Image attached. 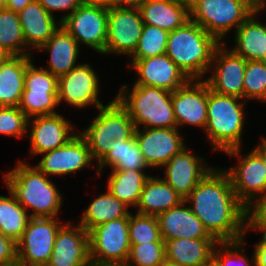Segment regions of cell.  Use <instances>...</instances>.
I'll list each match as a JSON object with an SVG mask.
<instances>
[{
  "label": "cell",
  "mask_w": 266,
  "mask_h": 266,
  "mask_svg": "<svg viewBox=\"0 0 266 266\" xmlns=\"http://www.w3.org/2000/svg\"><path fill=\"white\" fill-rule=\"evenodd\" d=\"M215 168L184 201L218 242L245 239L247 207L237 198L224 168Z\"/></svg>",
  "instance_id": "cell-1"
},
{
  "label": "cell",
  "mask_w": 266,
  "mask_h": 266,
  "mask_svg": "<svg viewBox=\"0 0 266 266\" xmlns=\"http://www.w3.org/2000/svg\"><path fill=\"white\" fill-rule=\"evenodd\" d=\"M4 183L30 217L56 218L62 208V194L50 178L35 165L19 162L3 175Z\"/></svg>",
  "instance_id": "cell-2"
},
{
  "label": "cell",
  "mask_w": 266,
  "mask_h": 266,
  "mask_svg": "<svg viewBox=\"0 0 266 266\" xmlns=\"http://www.w3.org/2000/svg\"><path fill=\"white\" fill-rule=\"evenodd\" d=\"M219 44L198 23L188 20L169 32L166 54L188 79H203Z\"/></svg>",
  "instance_id": "cell-3"
},
{
  "label": "cell",
  "mask_w": 266,
  "mask_h": 266,
  "mask_svg": "<svg viewBox=\"0 0 266 266\" xmlns=\"http://www.w3.org/2000/svg\"><path fill=\"white\" fill-rule=\"evenodd\" d=\"M172 92L165 89L122 85L115 99L127 111L136 128H176L171 103Z\"/></svg>",
  "instance_id": "cell-4"
},
{
  "label": "cell",
  "mask_w": 266,
  "mask_h": 266,
  "mask_svg": "<svg viewBox=\"0 0 266 266\" xmlns=\"http://www.w3.org/2000/svg\"><path fill=\"white\" fill-rule=\"evenodd\" d=\"M246 101L234 96L208 93L207 125L205 134L213 146V151L226 152L242 147L245 124Z\"/></svg>",
  "instance_id": "cell-5"
},
{
  "label": "cell",
  "mask_w": 266,
  "mask_h": 266,
  "mask_svg": "<svg viewBox=\"0 0 266 266\" xmlns=\"http://www.w3.org/2000/svg\"><path fill=\"white\" fill-rule=\"evenodd\" d=\"M98 111L84 131L78 130L87 142L91 157L96 160V164L111 150L114 140L127 141L136 131L131 117L116 99L98 108Z\"/></svg>",
  "instance_id": "cell-6"
},
{
  "label": "cell",
  "mask_w": 266,
  "mask_h": 266,
  "mask_svg": "<svg viewBox=\"0 0 266 266\" xmlns=\"http://www.w3.org/2000/svg\"><path fill=\"white\" fill-rule=\"evenodd\" d=\"M256 10L250 0H189L190 20L198 23L219 43Z\"/></svg>",
  "instance_id": "cell-7"
},
{
  "label": "cell",
  "mask_w": 266,
  "mask_h": 266,
  "mask_svg": "<svg viewBox=\"0 0 266 266\" xmlns=\"http://www.w3.org/2000/svg\"><path fill=\"white\" fill-rule=\"evenodd\" d=\"M241 148L225 152L231 158L237 157L239 162L236 166L224 170L230 177L237 198L248 207L253 201L266 197V167L254 149L245 156L241 154Z\"/></svg>",
  "instance_id": "cell-8"
},
{
  "label": "cell",
  "mask_w": 266,
  "mask_h": 266,
  "mask_svg": "<svg viewBox=\"0 0 266 266\" xmlns=\"http://www.w3.org/2000/svg\"><path fill=\"white\" fill-rule=\"evenodd\" d=\"M129 217L115 219L92 228L89 234L91 263L127 262L130 254Z\"/></svg>",
  "instance_id": "cell-9"
},
{
  "label": "cell",
  "mask_w": 266,
  "mask_h": 266,
  "mask_svg": "<svg viewBox=\"0 0 266 266\" xmlns=\"http://www.w3.org/2000/svg\"><path fill=\"white\" fill-rule=\"evenodd\" d=\"M63 224L58 217H31L17 242V258L28 266H46L57 232Z\"/></svg>",
  "instance_id": "cell-10"
},
{
  "label": "cell",
  "mask_w": 266,
  "mask_h": 266,
  "mask_svg": "<svg viewBox=\"0 0 266 266\" xmlns=\"http://www.w3.org/2000/svg\"><path fill=\"white\" fill-rule=\"evenodd\" d=\"M106 54L128 55L137 48L144 22L138 7H116L108 9Z\"/></svg>",
  "instance_id": "cell-11"
},
{
  "label": "cell",
  "mask_w": 266,
  "mask_h": 266,
  "mask_svg": "<svg viewBox=\"0 0 266 266\" xmlns=\"http://www.w3.org/2000/svg\"><path fill=\"white\" fill-rule=\"evenodd\" d=\"M245 67L246 60L235 54L230 48L227 49L224 41L215 48L213 53L209 68L212 75L204 80L209 85L210 90L244 100Z\"/></svg>",
  "instance_id": "cell-12"
},
{
  "label": "cell",
  "mask_w": 266,
  "mask_h": 266,
  "mask_svg": "<svg viewBox=\"0 0 266 266\" xmlns=\"http://www.w3.org/2000/svg\"><path fill=\"white\" fill-rule=\"evenodd\" d=\"M108 9L98 6L80 5L67 16L61 25L78 42L105 55L107 41Z\"/></svg>",
  "instance_id": "cell-13"
},
{
  "label": "cell",
  "mask_w": 266,
  "mask_h": 266,
  "mask_svg": "<svg viewBox=\"0 0 266 266\" xmlns=\"http://www.w3.org/2000/svg\"><path fill=\"white\" fill-rule=\"evenodd\" d=\"M99 85V77L90 64L79 63L67 74L58 77V104L64 101L80 109L105 106L98 98Z\"/></svg>",
  "instance_id": "cell-14"
},
{
  "label": "cell",
  "mask_w": 266,
  "mask_h": 266,
  "mask_svg": "<svg viewBox=\"0 0 266 266\" xmlns=\"http://www.w3.org/2000/svg\"><path fill=\"white\" fill-rule=\"evenodd\" d=\"M209 90L204 79H189L172 92L171 103L178 129L188 124L205 131Z\"/></svg>",
  "instance_id": "cell-15"
},
{
  "label": "cell",
  "mask_w": 266,
  "mask_h": 266,
  "mask_svg": "<svg viewBox=\"0 0 266 266\" xmlns=\"http://www.w3.org/2000/svg\"><path fill=\"white\" fill-rule=\"evenodd\" d=\"M176 128H136L135 139L150 168L163 167L187 145Z\"/></svg>",
  "instance_id": "cell-16"
},
{
  "label": "cell",
  "mask_w": 266,
  "mask_h": 266,
  "mask_svg": "<svg viewBox=\"0 0 266 266\" xmlns=\"http://www.w3.org/2000/svg\"><path fill=\"white\" fill-rule=\"evenodd\" d=\"M28 129L31 157L65 145L78 133L72 122L59 113L29 118Z\"/></svg>",
  "instance_id": "cell-17"
},
{
  "label": "cell",
  "mask_w": 266,
  "mask_h": 266,
  "mask_svg": "<svg viewBox=\"0 0 266 266\" xmlns=\"http://www.w3.org/2000/svg\"><path fill=\"white\" fill-rule=\"evenodd\" d=\"M129 65L138 76L133 85L174 92L189 80L166 53L144 59H131Z\"/></svg>",
  "instance_id": "cell-18"
},
{
  "label": "cell",
  "mask_w": 266,
  "mask_h": 266,
  "mask_svg": "<svg viewBox=\"0 0 266 266\" xmlns=\"http://www.w3.org/2000/svg\"><path fill=\"white\" fill-rule=\"evenodd\" d=\"M89 234L78 223H64L57 232L46 266H91Z\"/></svg>",
  "instance_id": "cell-19"
},
{
  "label": "cell",
  "mask_w": 266,
  "mask_h": 266,
  "mask_svg": "<svg viewBox=\"0 0 266 266\" xmlns=\"http://www.w3.org/2000/svg\"><path fill=\"white\" fill-rule=\"evenodd\" d=\"M36 167L45 175L63 176L91 165L93 161L85 139L77 133L65 145L45 152Z\"/></svg>",
  "instance_id": "cell-20"
},
{
  "label": "cell",
  "mask_w": 266,
  "mask_h": 266,
  "mask_svg": "<svg viewBox=\"0 0 266 266\" xmlns=\"http://www.w3.org/2000/svg\"><path fill=\"white\" fill-rule=\"evenodd\" d=\"M208 165L204 158L195 155L186 146L162 167L166 168L163 179L185 199L197 183L214 168Z\"/></svg>",
  "instance_id": "cell-21"
},
{
  "label": "cell",
  "mask_w": 266,
  "mask_h": 266,
  "mask_svg": "<svg viewBox=\"0 0 266 266\" xmlns=\"http://www.w3.org/2000/svg\"><path fill=\"white\" fill-rule=\"evenodd\" d=\"M161 237L164 241L175 238L183 239H215L205 228L198 217L182 201L158 216Z\"/></svg>",
  "instance_id": "cell-22"
},
{
  "label": "cell",
  "mask_w": 266,
  "mask_h": 266,
  "mask_svg": "<svg viewBox=\"0 0 266 266\" xmlns=\"http://www.w3.org/2000/svg\"><path fill=\"white\" fill-rule=\"evenodd\" d=\"M25 43L38 50L59 29L61 22L48 13L37 1L29 3L18 12Z\"/></svg>",
  "instance_id": "cell-23"
},
{
  "label": "cell",
  "mask_w": 266,
  "mask_h": 266,
  "mask_svg": "<svg viewBox=\"0 0 266 266\" xmlns=\"http://www.w3.org/2000/svg\"><path fill=\"white\" fill-rule=\"evenodd\" d=\"M138 8L144 24L167 32L182 27L190 20L189 0H161L139 4Z\"/></svg>",
  "instance_id": "cell-24"
},
{
  "label": "cell",
  "mask_w": 266,
  "mask_h": 266,
  "mask_svg": "<svg viewBox=\"0 0 266 266\" xmlns=\"http://www.w3.org/2000/svg\"><path fill=\"white\" fill-rule=\"evenodd\" d=\"M257 9L234 31L231 50L246 61H266V23L259 22Z\"/></svg>",
  "instance_id": "cell-25"
},
{
  "label": "cell",
  "mask_w": 266,
  "mask_h": 266,
  "mask_svg": "<svg viewBox=\"0 0 266 266\" xmlns=\"http://www.w3.org/2000/svg\"><path fill=\"white\" fill-rule=\"evenodd\" d=\"M39 50L49 52V65L45 69L56 77L67 74L78 65L80 46L62 25Z\"/></svg>",
  "instance_id": "cell-26"
},
{
  "label": "cell",
  "mask_w": 266,
  "mask_h": 266,
  "mask_svg": "<svg viewBox=\"0 0 266 266\" xmlns=\"http://www.w3.org/2000/svg\"><path fill=\"white\" fill-rule=\"evenodd\" d=\"M184 199L163 179L150 176L143 188L136 205L137 213L158 216L173 207L178 206Z\"/></svg>",
  "instance_id": "cell-27"
},
{
  "label": "cell",
  "mask_w": 266,
  "mask_h": 266,
  "mask_svg": "<svg viewBox=\"0 0 266 266\" xmlns=\"http://www.w3.org/2000/svg\"><path fill=\"white\" fill-rule=\"evenodd\" d=\"M31 61H34L33 55L12 56L0 65V106H19L26 68Z\"/></svg>",
  "instance_id": "cell-28"
},
{
  "label": "cell",
  "mask_w": 266,
  "mask_h": 266,
  "mask_svg": "<svg viewBox=\"0 0 266 266\" xmlns=\"http://www.w3.org/2000/svg\"><path fill=\"white\" fill-rule=\"evenodd\" d=\"M165 242V259L182 266H201L213 256L216 239L175 238Z\"/></svg>",
  "instance_id": "cell-29"
},
{
  "label": "cell",
  "mask_w": 266,
  "mask_h": 266,
  "mask_svg": "<svg viewBox=\"0 0 266 266\" xmlns=\"http://www.w3.org/2000/svg\"><path fill=\"white\" fill-rule=\"evenodd\" d=\"M107 165L111 170L145 171L146 168H150L144 160L135 136L127 141L121 139L113 141L111 150L97 164L98 176Z\"/></svg>",
  "instance_id": "cell-30"
},
{
  "label": "cell",
  "mask_w": 266,
  "mask_h": 266,
  "mask_svg": "<svg viewBox=\"0 0 266 266\" xmlns=\"http://www.w3.org/2000/svg\"><path fill=\"white\" fill-rule=\"evenodd\" d=\"M79 224L89 232L92 228L115 219L129 217V207L108 190L96 197L82 213Z\"/></svg>",
  "instance_id": "cell-31"
},
{
  "label": "cell",
  "mask_w": 266,
  "mask_h": 266,
  "mask_svg": "<svg viewBox=\"0 0 266 266\" xmlns=\"http://www.w3.org/2000/svg\"><path fill=\"white\" fill-rule=\"evenodd\" d=\"M107 179V190L129 208L136 207L142 188L151 176L145 171L112 170Z\"/></svg>",
  "instance_id": "cell-32"
},
{
  "label": "cell",
  "mask_w": 266,
  "mask_h": 266,
  "mask_svg": "<svg viewBox=\"0 0 266 266\" xmlns=\"http://www.w3.org/2000/svg\"><path fill=\"white\" fill-rule=\"evenodd\" d=\"M7 190L10 196L0 195V232L17 243L31 217L15 195Z\"/></svg>",
  "instance_id": "cell-33"
},
{
  "label": "cell",
  "mask_w": 266,
  "mask_h": 266,
  "mask_svg": "<svg viewBox=\"0 0 266 266\" xmlns=\"http://www.w3.org/2000/svg\"><path fill=\"white\" fill-rule=\"evenodd\" d=\"M0 46L12 56L33 55V51L27 49L18 12L0 10Z\"/></svg>",
  "instance_id": "cell-34"
},
{
  "label": "cell",
  "mask_w": 266,
  "mask_h": 266,
  "mask_svg": "<svg viewBox=\"0 0 266 266\" xmlns=\"http://www.w3.org/2000/svg\"><path fill=\"white\" fill-rule=\"evenodd\" d=\"M58 90L24 89L19 108L28 118L43 115H53L59 105Z\"/></svg>",
  "instance_id": "cell-35"
},
{
  "label": "cell",
  "mask_w": 266,
  "mask_h": 266,
  "mask_svg": "<svg viewBox=\"0 0 266 266\" xmlns=\"http://www.w3.org/2000/svg\"><path fill=\"white\" fill-rule=\"evenodd\" d=\"M128 234L130 245L164 242L161 237L158 218L154 215L130 212Z\"/></svg>",
  "instance_id": "cell-36"
},
{
  "label": "cell",
  "mask_w": 266,
  "mask_h": 266,
  "mask_svg": "<svg viewBox=\"0 0 266 266\" xmlns=\"http://www.w3.org/2000/svg\"><path fill=\"white\" fill-rule=\"evenodd\" d=\"M169 32L144 24L137 48L130 59H144L166 53Z\"/></svg>",
  "instance_id": "cell-37"
},
{
  "label": "cell",
  "mask_w": 266,
  "mask_h": 266,
  "mask_svg": "<svg viewBox=\"0 0 266 266\" xmlns=\"http://www.w3.org/2000/svg\"><path fill=\"white\" fill-rule=\"evenodd\" d=\"M244 100L266 102V61H246Z\"/></svg>",
  "instance_id": "cell-38"
},
{
  "label": "cell",
  "mask_w": 266,
  "mask_h": 266,
  "mask_svg": "<svg viewBox=\"0 0 266 266\" xmlns=\"http://www.w3.org/2000/svg\"><path fill=\"white\" fill-rule=\"evenodd\" d=\"M245 243L244 238L236 241H220L214 247L213 256L221 266H251L252 263L255 266L254 252L253 259H249L245 253Z\"/></svg>",
  "instance_id": "cell-39"
},
{
  "label": "cell",
  "mask_w": 266,
  "mask_h": 266,
  "mask_svg": "<svg viewBox=\"0 0 266 266\" xmlns=\"http://www.w3.org/2000/svg\"><path fill=\"white\" fill-rule=\"evenodd\" d=\"M130 246L127 263L131 266H161L165 260V242Z\"/></svg>",
  "instance_id": "cell-40"
},
{
  "label": "cell",
  "mask_w": 266,
  "mask_h": 266,
  "mask_svg": "<svg viewBox=\"0 0 266 266\" xmlns=\"http://www.w3.org/2000/svg\"><path fill=\"white\" fill-rule=\"evenodd\" d=\"M28 119L18 106H0V134L17 138L25 136L28 134Z\"/></svg>",
  "instance_id": "cell-41"
},
{
  "label": "cell",
  "mask_w": 266,
  "mask_h": 266,
  "mask_svg": "<svg viewBox=\"0 0 266 266\" xmlns=\"http://www.w3.org/2000/svg\"><path fill=\"white\" fill-rule=\"evenodd\" d=\"M24 89L58 90V77L44 67L37 68L31 61L26 68Z\"/></svg>",
  "instance_id": "cell-42"
},
{
  "label": "cell",
  "mask_w": 266,
  "mask_h": 266,
  "mask_svg": "<svg viewBox=\"0 0 266 266\" xmlns=\"http://www.w3.org/2000/svg\"><path fill=\"white\" fill-rule=\"evenodd\" d=\"M246 229L262 232V239H266V197L253 201L247 207Z\"/></svg>",
  "instance_id": "cell-43"
},
{
  "label": "cell",
  "mask_w": 266,
  "mask_h": 266,
  "mask_svg": "<svg viewBox=\"0 0 266 266\" xmlns=\"http://www.w3.org/2000/svg\"><path fill=\"white\" fill-rule=\"evenodd\" d=\"M44 8L45 10L50 13L52 16H54V13L57 11H67L59 17L58 19L60 22H62L67 16H69L71 13H73L79 6L78 0H37ZM54 12V13H53Z\"/></svg>",
  "instance_id": "cell-44"
},
{
  "label": "cell",
  "mask_w": 266,
  "mask_h": 266,
  "mask_svg": "<svg viewBox=\"0 0 266 266\" xmlns=\"http://www.w3.org/2000/svg\"><path fill=\"white\" fill-rule=\"evenodd\" d=\"M17 259V243L0 232V266Z\"/></svg>",
  "instance_id": "cell-45"
},
{
  "label": "cell",
  "mask_w": 266,
  "mask_h": 266,
  "mask_svg": "<svg viewBox=\"0 0 266 266\" xmlns=\"http://www.w3.org/2000/svg\"><path fill=\"white\" fill-rule=\"evenodd\" d=\"M255 266H266V239H260L254 248Z\"/></svg>",
  "instance_id": "cell-46"
},
{
  "label": "cell",
  "mask_w": 266,
  "mask_h": 266,
  "mask_svg": "<svg viewBox=\"0 0 266 266\" xmlns=\"http://www.w3.org/2000/svg\"><path fill=\"white\" fill-rule=\"evenodd\" d=\"M33 1L35 0H5V8L14 12H19Z\"/></svg>",
  "instance_id": "cell-47"
},
{
  "label": "cell",
  "mask_w": 266,
  "mask_h": 266,
  "mask_svg": "<svg viewBox=\"0 0 266 266\" xmlns=\"http://www.w3.org/2000/svg\"><path fill=\"white\" fill-rule=\"evenodd\" d=\"M80 5L98 6L109 9L113 6V0H78Z\"/></svg>",
  "instance_id": "cell-48"
},
{
  "label": "cell",
  "mask_w": 266,
  "mask_h": 266,
  "mask_svg": "<svg viewBox=\"0 0 266 266\" xmlns=\"http://www.w3.org/2000/svg\"><path fill=\"white\" fill-rule=\"evenodd\" d=\"M260 141V144H256L253 149L261 156L263 164L266 167V138L263 136Z\"/></svg>",
  "instance_id": "cell-49"
},
{
  "label": "cell",
  "mask_w": 266,
  "mask_h": 266,
  "mask_svg": "<svg viewBox=\"0 0 266 266\" xmlns=\"http://www.w3.org/2000/svg\"><path fill=\"white\" fill-rule=\"evenodd\" d=\"M113 6L116 7H138L139 0H113Z\"/></svg>",
  "instance_id": "cell-50"
},
{
  "label": "cell",
  "mask_w": 266,
  "mask_h": 266,
  "mask_svg": "<svg viewBox=\"0 0 266 266\" xmlns=\"http://www.w3.org/2000/svg\"><path fill=\"white\" fill-rule=\"evenodd\" d=\"M12 55L0 46V65L5 63Z\"/></svg>",
  "instance_id": "cell-51"
},
{
  "label": "cell",
  "mask_w": 266,
  "mask_h": 266,
  "mask_svg": "<svg viewBox=\"0 0 266 266\" xmlns=\"http://www.w3.org/2000/svg\"><path fill=\"white\" fill-rule=\"evenodd\" d=\"M91 266H131L127 262H116V263H92Z\"/></svg>",
  "instance_id": "cell-52"
},
{
  "label": "cell",
  "mask_w": 266,
  "mask_h": 266,
  "mask_svg": "<svg viewBox=\"0 0 266 266\" xmlns=\"http://www.w3.org/2000/svg\"><path fill=\"white\" fill-rule=\"evenodd\" d=\"M201 266H221V264L214 256H212L207 262H205Z\"/></svg>",
  "instance_id": "cell-53"
},
{
  "label": "cell",
  "mask_w": 266,
  "mask_h": 266,
  "mask_svg": "<svg viewBox=\"0 0 266 266\" xmlns=\"http://www.w3.org/2000/svg\"><path fill=\"white\" fill-rule=\"evenodd\" d=\"M4 266H28L27 264H25L24 262L20 261L18 258L10 263L5 264Z\"/></svg>",
  "instance_id": "cell-54"
},
{
  "label": "cell",
  "mask_w": 266,
  "mask_h": 266,
  "mask_svg": "<svg viewBox=\"0 0 266 266\" xmlns=\"http://www.w3.org/2000/svg\"><path fill=\"white\" fill-rule=\"evenodd\" d=\"M161 266H182V265H180L178 263L171 262V261L165 259Z\"/></svg>",
  "instance_id": "cell-55"
},
{
  "label": "cell",
  "mask_w": 266,
  "mask_h": 266,
  "mask_svg": "<svg viewBox=\"0 0 266 266\" xmlns=\"http://www.w3.org/2000/svg\"><path fill=\"white\" fill-rule=\"evenodd\" d=\"M256 7L261 5L265 0H250Z\"/></svg>",
  "instance_id": "cell-56"
},
{
  "label": "cell",
  "mask_w": 266,
  "mask_h": 266,
  "mask_svg": "<svg viewBox=\"0 0 266 266\" xmlns=\"http://www.w3.org/2000/svg\"><path fill=\"white\" fill-rule=\"evenodd\" d=\"M266 7V0L259 6L256 7V9L261 12L262 9H264Z\"/></svg>",
  "instance_id": "cell-57"
},
{
  "label": "cell",
  "mask_w": 266,
  "mask_h": 266,
  "mask_svg": "<svg viewBox=\"0 0 266 266\" xmlns=\"http://www.w3.org/2000/svg\"><path fill=\"white\" fill-rule=\"evenodd\" d=\"M155 1H161V0H139V4L149 3V2H155Z\"/></svg>",
  "instance_id": "cell-58"
},
{
  "label": "cell",
  "mask_w": 266,
  "mask_h": 266,
  "mask_svg": "<svg viewBox=\"0 0 266 266\" xmlns=\"http://www.w3.org/2000/svg\"><path fill=\"white\" fill-rule=\"evenodd\" d=\"M5 8V0H0V10Z\"/></svg>",
  "instance_id": "cell-59"
}]
</instances>
